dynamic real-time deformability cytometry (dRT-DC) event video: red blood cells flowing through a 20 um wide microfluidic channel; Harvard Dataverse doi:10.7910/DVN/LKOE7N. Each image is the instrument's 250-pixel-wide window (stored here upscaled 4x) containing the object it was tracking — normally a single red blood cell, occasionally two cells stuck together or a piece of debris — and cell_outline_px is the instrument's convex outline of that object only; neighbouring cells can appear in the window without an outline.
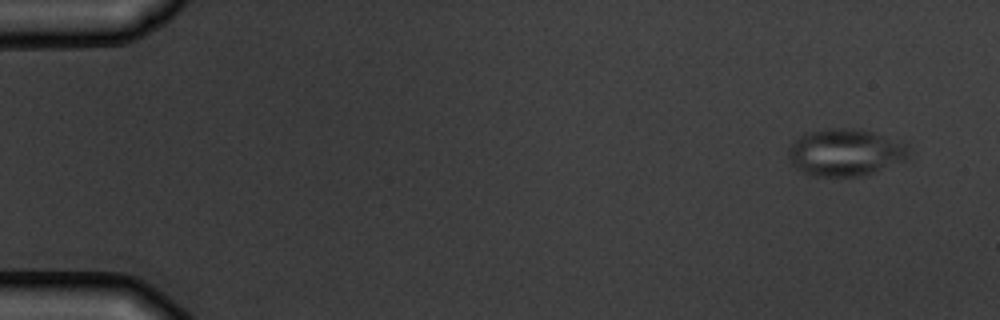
{"species": "common noctule bat (a hibernating species)", "species_latin": "Nyctalus noctula", "temperature_condition": "warm", "stored_images_in_passage": 8, "camera_frame_rate_fps": 3000, "um_per_image_px": 0.085, "animal": {"sex": "male", "body_mass_g": 19.5, "forearm_length_mm": 54.6}, "frame": {"image": 1, "passage_image": 1, "time_ms": 0.0, "image_size_px": [1000, 320], "cell_outline_px": [[912, 156], [904, 160], [864, 176], [812, 176], [796, 168], [792, 164], [788, 156], [788, 148], [804, 132], [828, 128], [860, 128], [872, 132], [904, 144], [912, 148]], "centroid_in_image_um": [71.85, 12.95], "position_along_channel_um": 13.2, "area_um2": 33.18}}